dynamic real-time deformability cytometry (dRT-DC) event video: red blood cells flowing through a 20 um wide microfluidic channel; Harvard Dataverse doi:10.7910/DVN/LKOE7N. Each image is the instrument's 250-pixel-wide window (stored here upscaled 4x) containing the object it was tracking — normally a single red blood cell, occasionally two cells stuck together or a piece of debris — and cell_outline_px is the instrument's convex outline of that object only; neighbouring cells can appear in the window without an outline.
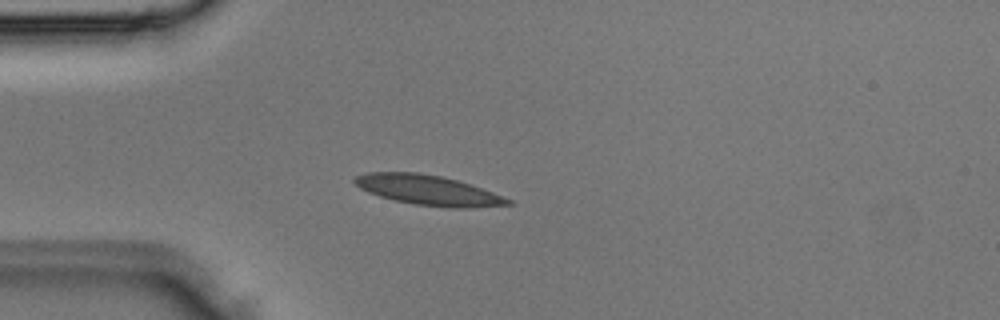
{"species": "Egyptian fruit bat (a non-hibernating species)", "species_latin": "Rousettus aegyptiacus", "temperature_condition": "room temperature", "stored_images_in_passage": 1, "camera_frame_rate_fps": 3000, "um_per_image_px": 0.085, "animal": {"sex": "male"}, "frame": {"image": 1, "passage_image": 1, "time_ms": 0.0, "image_size_px": [1000, 320], "cell_outline_px": [[512, 204], [468, 208], [452, 208], [416, 204], [396, 200], [380, 196], [368, 192], [360, 188], [352, 180], [356, 176], [364, 172], [416, 172], [440, 176], [456, 180], [492, 192], [512, 200]], "centroid_in_image_um": [36.35, 16.16], "position_along_channel_um": 48.6, "area_um2": 26.36}}